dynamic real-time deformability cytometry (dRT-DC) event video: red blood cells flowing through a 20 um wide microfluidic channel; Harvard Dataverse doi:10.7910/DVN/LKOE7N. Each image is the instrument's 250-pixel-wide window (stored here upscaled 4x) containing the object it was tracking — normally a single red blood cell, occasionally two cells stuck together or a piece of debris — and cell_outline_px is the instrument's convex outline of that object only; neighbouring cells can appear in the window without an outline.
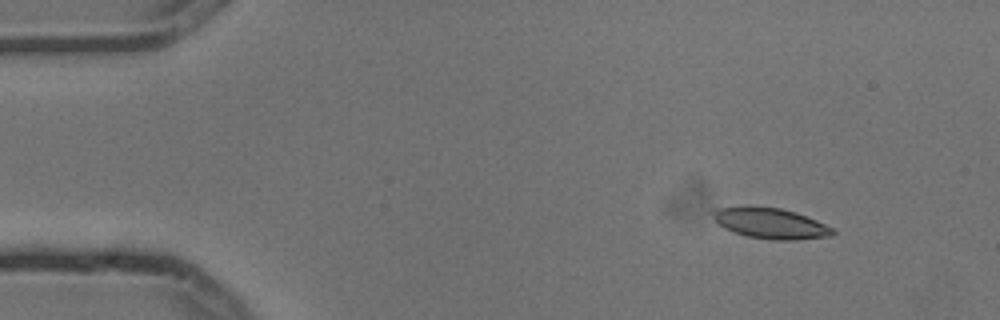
{"species": "common noctule bat (a hibernating species)", "species_latin": "Nyctalus noctula", "temperature_condition": "cold", "stored_images_in_passage": 4, "camera_frame_rate_fps": 3000, "um_per_image_px": 0.085, "animal": {"sex": "male", "body_mass_g": 13.3}, "frame": {"image": 1, "passage_image": 2, "time_ms": 0.333, "image_size_px": [1000, 320], "cell_outline_px": [[836, 232], [832, 236], [796, 240], [772, 240], [748, 236], [724, 228], [708, 212], [712, 208], [744, 204], [756, 204], [780, 208], [796, 212], [836, 228]], "centroid_in_image_um": [65.46, 18.93], "position_along_channel_um": 19.5, "area_um2": 22.25}}
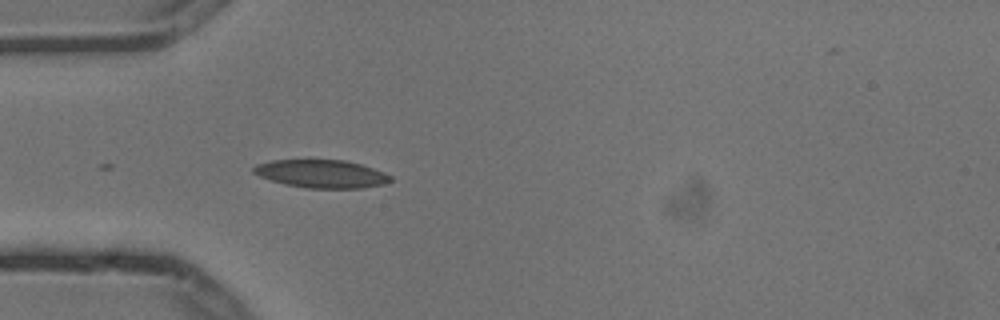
{"frame": {"image": 2, "passage_image": 4, "time_ms": 1.0, "image_size_px": [1000, 320], "cell_outline_px": [[392, 180], [384, 184], [360, 188], [304, 188], [284, 184], [260, 176], [252, 172], [252, 168], [256, 164], [272, 160], [308, 156], [344, 160], [360, 164], [384, 172], [392, 176]], "centroid_in_image_um": [27.26, 14.72], "position_along_channel_um": 57.7, "area_um2": 23.35}}